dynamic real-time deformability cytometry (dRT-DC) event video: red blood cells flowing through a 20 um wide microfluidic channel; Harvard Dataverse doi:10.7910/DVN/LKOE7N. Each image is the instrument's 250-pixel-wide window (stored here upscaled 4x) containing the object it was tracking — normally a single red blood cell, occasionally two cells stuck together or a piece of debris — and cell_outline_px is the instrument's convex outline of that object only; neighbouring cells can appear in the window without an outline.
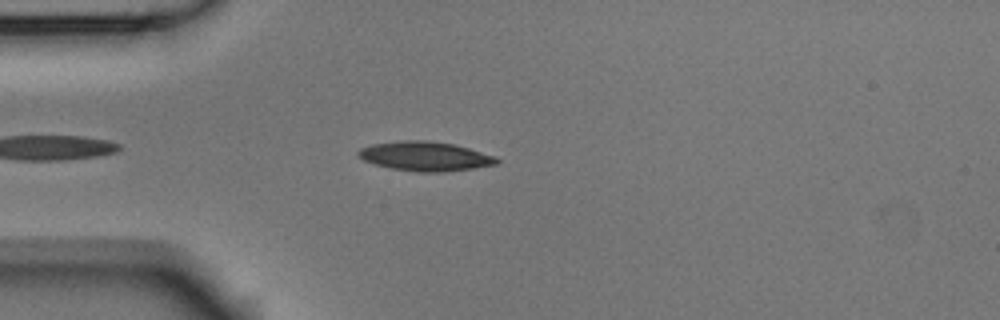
{"species": "Egyptian fruit bat (a non-hibernating species)", "species_latin": "Rousettus aegyptiacus", "temperature_condition": "room temperature", "stored_images_in_passage": 29, "camera_frame_rate_fps": 3000, "um_per_image_px": 0.085, "animal": {"sex": "male"}, "frame": {"image": 1, "passage_image": 5, "time_ms": 1.333, "image_size_px": [1000, 320], "cell_outline_px": [[500, 160], [496, 164], [472, 168], [444, 172], [416, 172], [392, 168], [376, 164], [364, 160], [356, 152], [360, 148], [372, 144], [400, 140], [428, 140], [456, 144], [496, 156]], "centroid_in_image_um": [36.16, 13.27], "position_along_channel_um": 48.8, "area_um2": 23.7}}
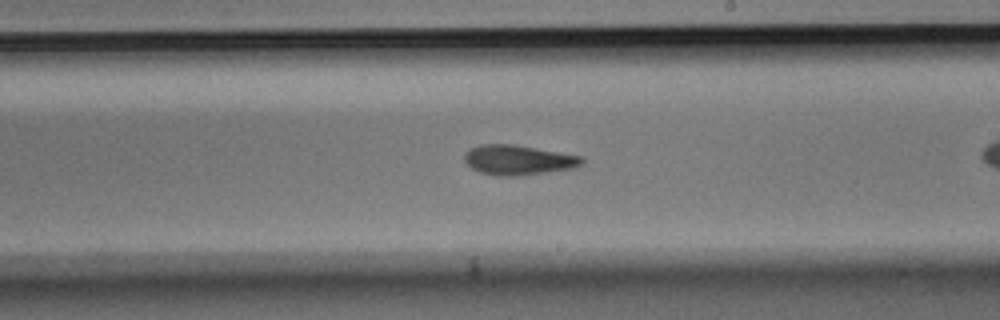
{"frame": {"image": 2, "passage_image": 18, "time_ms": 5.667, "image_size_px": [1000, 320], "cell_outline_px": [[584, 160], [576, 168], [548, 172], [516, 176], [500, 176], [480, 172], [472, 168], [464, 160], [464, 156], [472, 148], [480, 144], [512, 144], [580, 156]], "centroid_in_image_um": [44.05, 13.61], "position_along_channel_um": 245.0, "area_um2": 20.11}}
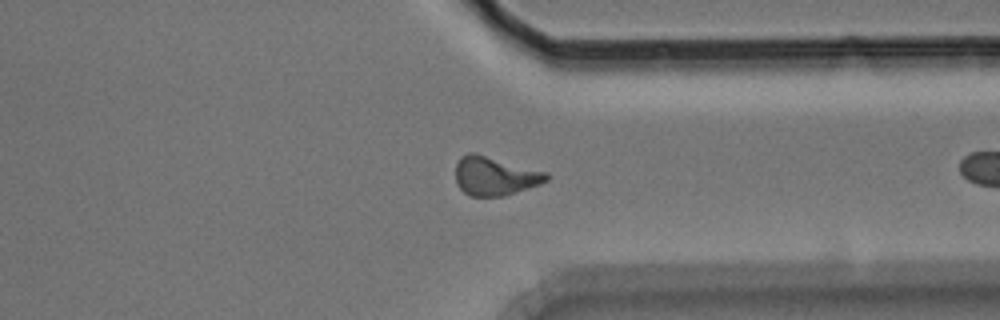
{"frame": {"image": 3, "passage_image": 28, "time_ms": 9.0, "image_size_px": [1000, 320], "cell_outline_px": [[552, 176], [548, 180], [540, 184], [504, 196], [468, 196], [456, 184], [456, 164], [460, 156], [468, 152], [476, 152], [548, 172]], "centroid_in_image_um": [42.07, 14.94], "position_along_channel_um": 369.3, "area_um2": 20.92}}